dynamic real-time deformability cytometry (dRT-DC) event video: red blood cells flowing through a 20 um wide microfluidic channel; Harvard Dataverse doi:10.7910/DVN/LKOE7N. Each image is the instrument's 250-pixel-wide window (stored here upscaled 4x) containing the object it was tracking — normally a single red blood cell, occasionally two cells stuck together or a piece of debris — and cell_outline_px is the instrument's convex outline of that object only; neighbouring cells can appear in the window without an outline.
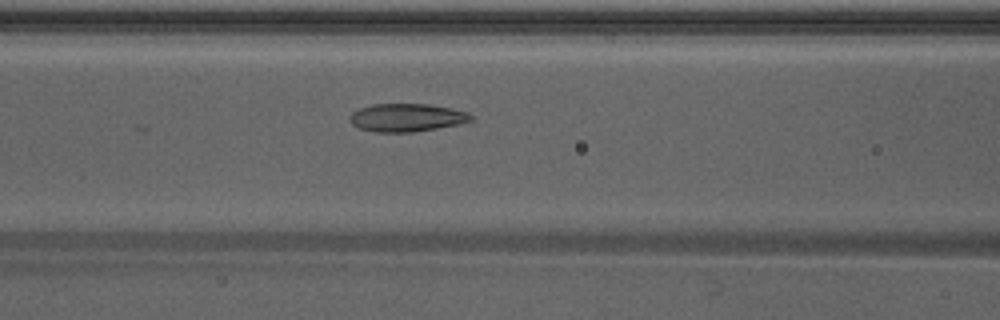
{"species": "Egyptian fruit bat (a non-hibernating species)", "species_latin": "Rousettus aegyptiacus", "temperature_condition": "warm", "stored_images_in_passage": 37, "camera_frame_rate_fps": 3000, "um_per_image_px": 0.085, "animal": {"sex": "male"}, "frame": {"image": 1, "passage_image": 9, "time_ms": 2.667, "image_size_px": [1000, 320], "cell_outline_px": [[472, 120], [456, 124], [436, 128], [412, 132], [376, 132], [360, 128], [352, 124], [352, 112], [360, 108], [372, 104], [428, 104], [468, 112], [472, 116]], "centroid_in_image_um": [34.56, 9.99], "position_along_channel_um": 132.0, "area_um2": 19.36}}
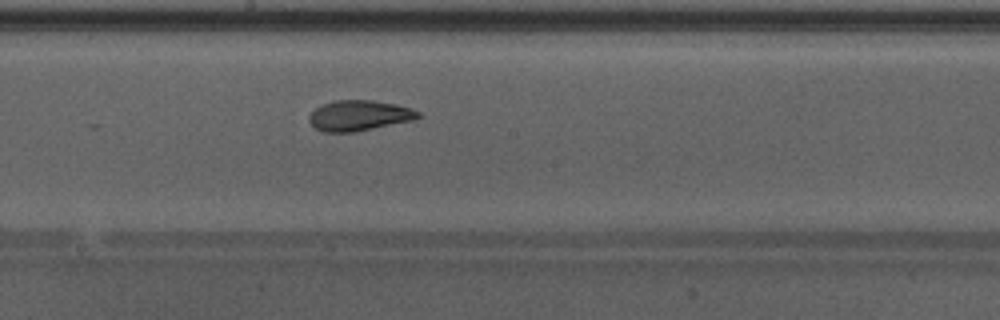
{"frame": {"image": 2, "passage_image": 15, "time_ms": 4.667, "image_size_px": [1000, 320], "cell_outline_px": [[420, 116], [412, 120], [352, 132], [324, 132], [316, 128], [308, 120], [308, 116], [316, 108], [332, 100], [372, 100], [396, 104], [412, 108], [420, 112]], "centroid_in_image_um": [30.51, 9.81], "position_along_channel_um": 217.7, "area_um2": 19.13}}
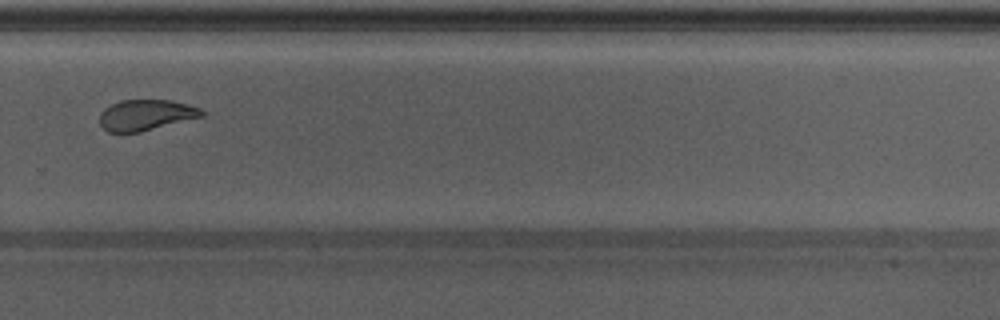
{"frame": {"image": 3, "passage_image": 22, "time_ms": 7.0, "image_size_px": [1000, 320], "cell_outline_px": [[204, 116], [140, 132], [108, 132], [100, 124], [100, 112], [104, 108], [120, 100], [172, 100], [200, 108], [204, 112]], "centroid_in_image_um": [12.39, 9.77], "position_along_channel_um": 317.4, "area_um2": 18.26}, "authors_computed_cell_mechanics": {"area_um2": 19.9988, "velocity_mm_per_s": 4.2903, "shape_relaxation_time_tau1_ms": 5.3317, "shape_relaxation_time_tau2_ms": 1.4635, "deformation_change_tau1": 0.1432, "deformation_change_tau2": 0.056}}